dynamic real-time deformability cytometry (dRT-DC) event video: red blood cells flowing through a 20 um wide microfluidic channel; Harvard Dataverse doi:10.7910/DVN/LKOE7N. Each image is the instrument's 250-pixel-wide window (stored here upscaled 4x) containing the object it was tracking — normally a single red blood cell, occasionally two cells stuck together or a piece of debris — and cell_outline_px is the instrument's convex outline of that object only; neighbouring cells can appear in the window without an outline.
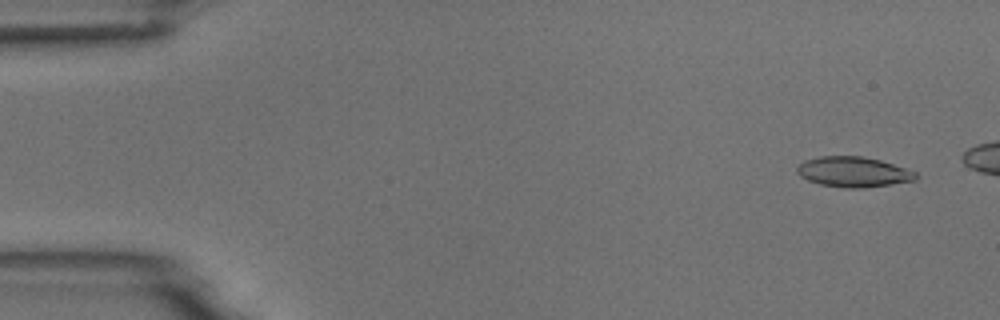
{"species": "common noctule bat (a hibernating species)", "species_latin": "Nyctalus noctula", "temperature_condition": "room temperature", "stored_images_in_passage": 4, "camera_frame_rate_fps": 3000, "um_per_image_px": 0.085, "animal": {"sex": "male", "body_mass_g": 18.8}, "frame": {"image": 1, "passage_image": 1, "time_ms": 0.0, "image_size_px": [1000, 320], "cell_outline_px": [[916, 180], [892, 184], [864, 188], [848, 188], [820, 184], [808, 180], [800, 176], [796, 172], [796, 168], [804, 160], [820, 156], [860, 156], [880, 160], [916, 172]], "centroid_in_image_um": [72.51, 14.61], "position_along_channel_um": 12.5, "area_um2": 20.81}}